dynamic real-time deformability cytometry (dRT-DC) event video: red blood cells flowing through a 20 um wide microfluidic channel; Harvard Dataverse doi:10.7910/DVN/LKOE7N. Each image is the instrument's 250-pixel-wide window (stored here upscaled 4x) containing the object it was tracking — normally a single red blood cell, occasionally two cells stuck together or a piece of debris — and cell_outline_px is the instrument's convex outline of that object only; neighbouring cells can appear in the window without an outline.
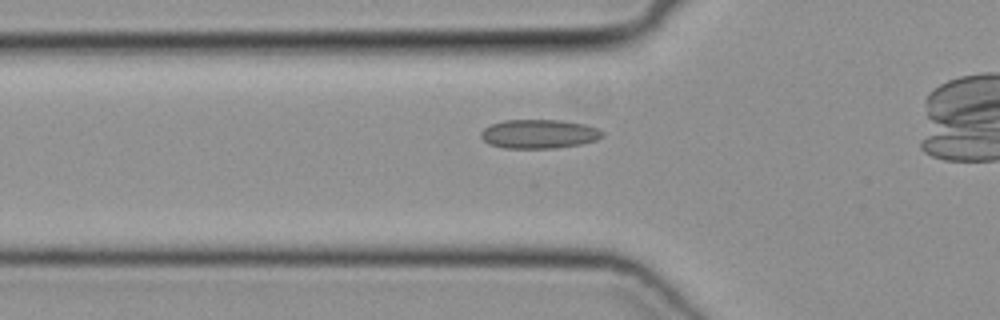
{"species": "common noctule bat (a hibernating species)", "species_latin": "Nyctalus noctula", "temperature_condition": "cold", "stored_images_in_passage": 36, "camera_frame_rate_fps": 3000, "um_per_image_px": 0.085, "animal": {"sex": "female", "body_mass_g": 19.3, "forearm_length_mm": 54.1}, "frame": {"image": 1, "passage_image": 9, "time_ms": 2.667, "image_size_px": [1000, 320], "cell_outline_px": [[604, 136], [596, 140], [580, 144], [556, 148], [504, 148], [488, 144], [480, 136], [480, 132], [484, 128], [492, 124], [504, 120], [560, 120], [584, 124], [596, 128], [604, 132]], "centroid_in_image_um": [45.8, 11.39], "position_along_channel_um": 80.0, "area_um2": 20.52}}
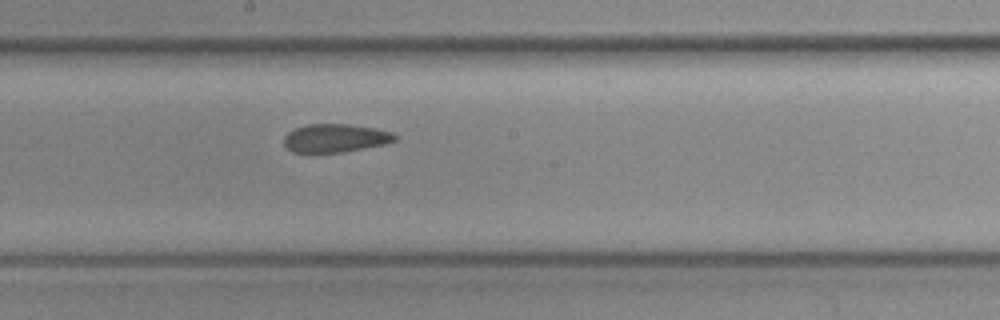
{"frame": {"image": 2, "passage_image": 19, "time_ms": 6.0, "image_size_px": [1000, 320], "cell_outline_px": [[396, 140], [384, 144], [344, 152], [292, 152], [284, 144], [284, 136], [288, 132], [296, 128], [308, 124], [348, 124], [372, 128], [392, 132], [396, 136]], "centroid_in_image_um": [28.48, 11.74], "position_along_channel_um": 219.7, "area_um2": 18.09}}
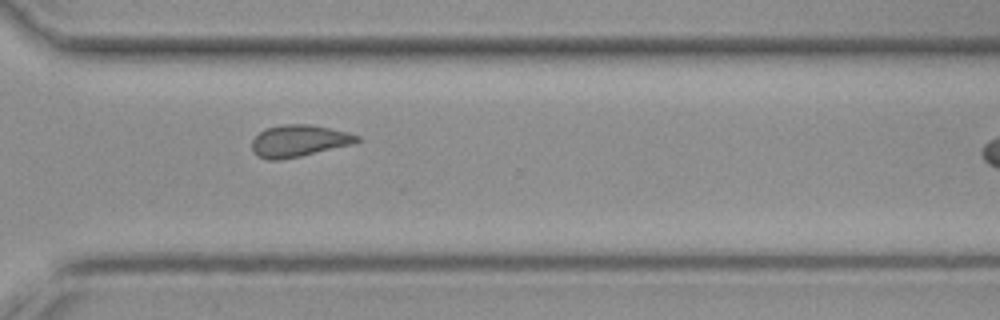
{"frame": {"image": 3, "passage_image": 28, "time_ms": 9.0, "image_size_px": [1000, 320], "cell_outline_px": [[360, 140], [352, 144], [300, 156], [280, 160], [268, 160], [256, 156], [252, 152], [252, 140], [264, 128], [284, 124], [312, 124], [348, 132], [360, 136]], "centroid_in_image_um": [25.37, 11.97], "position_along_channel_um": 345.2, "area_um2": 19.59}}